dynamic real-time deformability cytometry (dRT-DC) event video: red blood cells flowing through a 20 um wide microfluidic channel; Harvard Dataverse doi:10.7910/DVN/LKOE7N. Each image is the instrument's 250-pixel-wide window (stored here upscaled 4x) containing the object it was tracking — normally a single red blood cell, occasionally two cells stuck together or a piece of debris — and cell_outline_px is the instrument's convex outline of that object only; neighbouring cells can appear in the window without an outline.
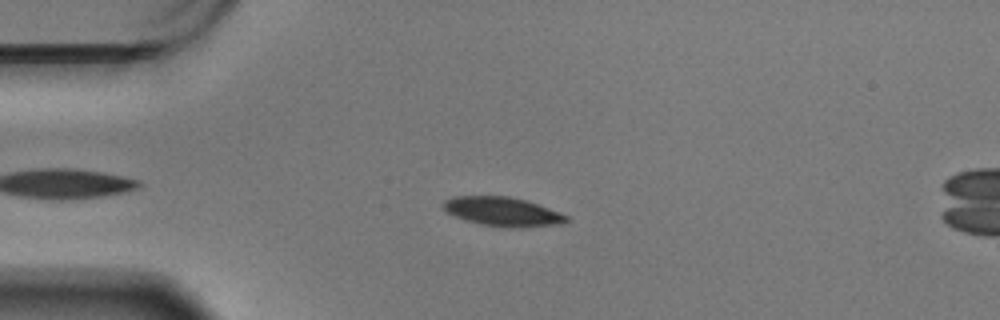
{"species": "Egyptian fruit bat (a non-hibernating species)", "species_latin": "Rousettus aegyptiacus", "temperature_condition": "warm", "stored_images_in_passage": 53, "camera_frame_rate_fps": 3000, "um_per_image_px": 0.085, "animal": {"sex": "male"}, "frame": {"image": 1, "passage_image": 13, "time_ms": 4.0, "image_size_px": [1000, 320], "cell_outline_px": [[568, 220], [560, 224], [504, 228], [480, 224], [464, 220], [448, 212], [444, 208], [444, 200], [452, 196], [508, 196], [524, 200], [536, 204], [568, 216]], "centroid_in_image_um": [42.67, 17.99], "position_along_channel_um": 42.3, "area_um2": 20.46}}
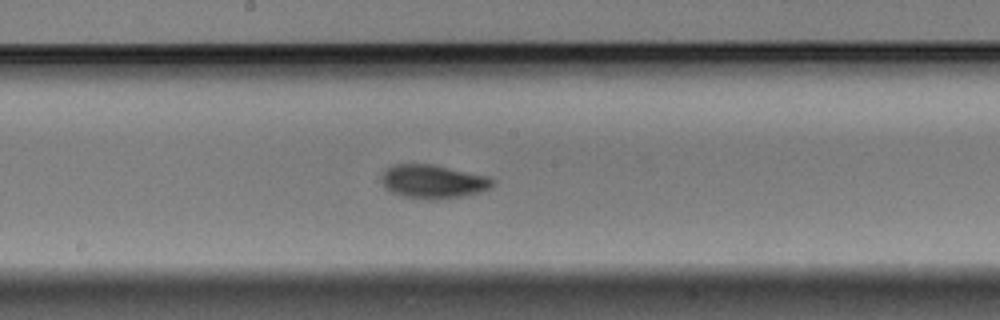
{"frame": {"image": 2, "passage_image": 30, "time_ms": 9.667, "image_size_px": [1000, 320], "cell_outline_px": [[496, 184], [480, 192], [460, 196], [432, 200], [428, 200], [404, 196], [392, 192], [380, 180], [380, 176], [392, 164], [432, 164], [488, 176], [496, 180]], "centroid_in_image_um": [36.83, 15.42], "position_along_channel_um": 211.4, "area_um2": 21.68}}
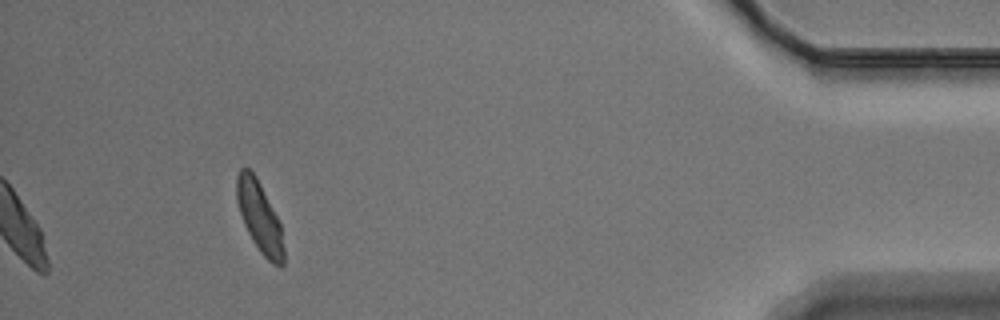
{"frame": {"image": 3, "passage_image": 53, "time_ms": 17.333, "image_size_px": [1000, 320], "cell_outline_px": [[284, 264], [280, 268], [272, 264], [260, 252], [252, 240], [244, 224], [236, 200], [236, 176], [240, 168], [248, 168], [256, 176], [280, 224], [284, 248]], "centroid_in_image_um": [22.05, 18.47], "position_along_channel_um": 413.1, "area_um2": 19.19}, "authors_computed_cell_mechanics": {"area_um2": 21.1548, "velocity_mm_per_s": 3.4069, "shape_relaxation_time_tau1_ms": 2.2494, "shape_relaxation_time_tau2_ms": 1.9368, "deformation_change_tau1": 0.1158, "deformation_change_tau2": 0.0622}}